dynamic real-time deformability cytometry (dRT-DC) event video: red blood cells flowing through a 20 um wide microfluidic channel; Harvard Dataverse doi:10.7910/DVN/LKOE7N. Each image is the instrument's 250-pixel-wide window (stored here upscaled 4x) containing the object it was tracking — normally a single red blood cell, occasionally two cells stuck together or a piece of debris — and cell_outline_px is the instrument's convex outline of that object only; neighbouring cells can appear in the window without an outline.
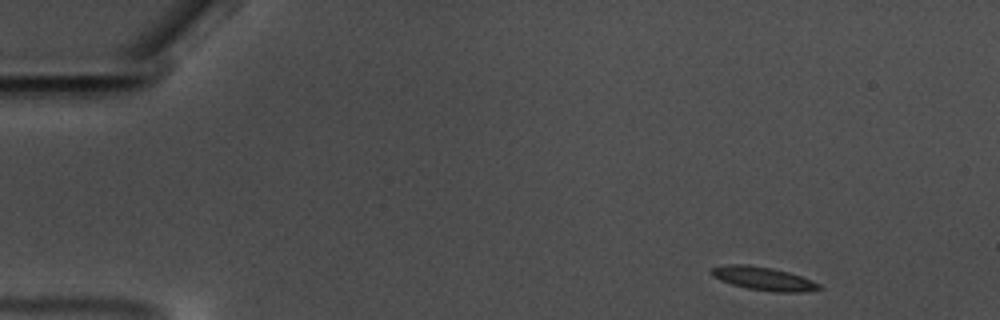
{"species": "common noctule bat (a hibernating species)", "species_latin": "Nyctalus noctula", "temperature_condition": "warm", "stored_images_in_passage": 53, "camera_frame_rate_fps": 3000, "um_per_image_px": 0.085, "animal": {"sex": "male", "body_mass_g": 17.5, "forearm_length_mm": 52.3}, "frame": {"image": 1, "passage_image": 1, "time_ms": 0.0, "image_size_px": [1000, 320], "cell_outline_px": [[824, 288], [804, 292], [776, 292], [748, 288], [732, 284], [720, 280], [712, 276], [708, 272], [712, 268], [728, 264], [748, 264], [772, 268], [788, 272], [812, 280], [820, 284]], "centroid_in_image_um": [64.89, 23.67], "position_along_channel_um": 20.1, "area_um2": 14.68}}
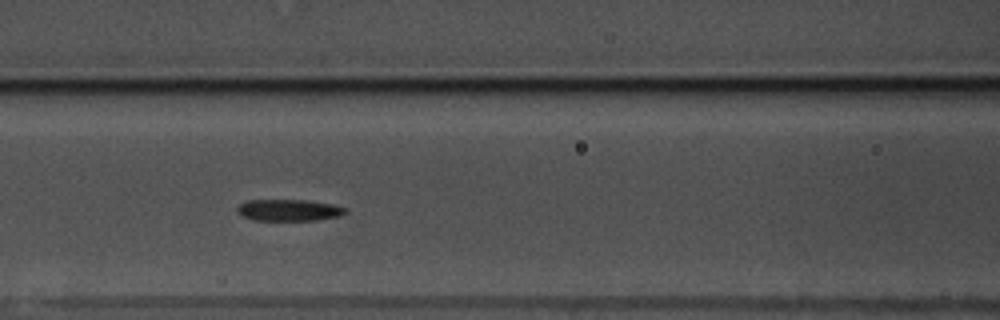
{"frame": {"image": 2, "passage_image": 20, "time_ms": 6.333, "image_size_px": [1000, 320], "cell_outline_px": [[348, 212], [340, 216], [316, 220], [252, 220], [236, 212], [236, 208], [244, 200], [308, 200], [336, 204], [348, 208]], "centroid_in_image_um": [24.6, 17.85], "position_along_channel_um": 142.0, "area_um2": 13.87}}
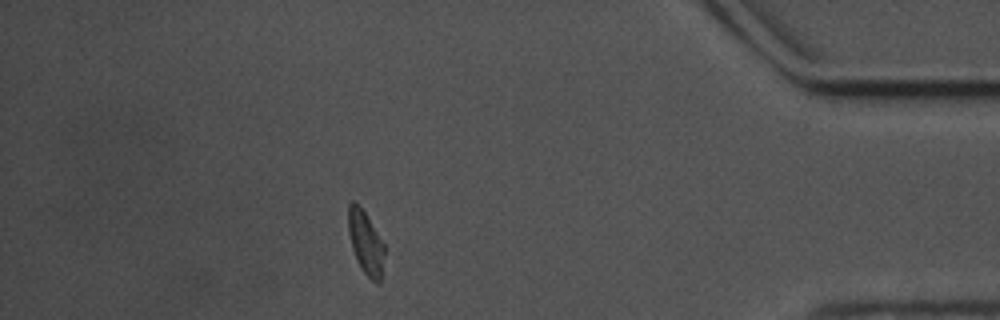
{"frame": {"image": 3, "passage_image": 46, "time_ms": 15.0, "image_size_px": [1000, 320], "cell_outline_px": [[384, 256], [380, 284], [376, 284], [364, 272], [352, 248], [348, 232], [348, 204], [352, 200], [364, 212], [384, 244]], "centroid_in_image_um": [31.08, 20.64], "position_along_channel_um": 404.1, "area_um2": 12.95}, "authors_computed_cell_mechanics": {"area_um2": 13.9876, "velocity_mm_per_s": 3.5092, "shape_relaxation_time_tau1_ms": 9.5681, "shape_relaxation_time_tau2_ms": 8.5276, "deformation_change_tau1": 0.2051, "deformation_change_tau2": 0.1326}}